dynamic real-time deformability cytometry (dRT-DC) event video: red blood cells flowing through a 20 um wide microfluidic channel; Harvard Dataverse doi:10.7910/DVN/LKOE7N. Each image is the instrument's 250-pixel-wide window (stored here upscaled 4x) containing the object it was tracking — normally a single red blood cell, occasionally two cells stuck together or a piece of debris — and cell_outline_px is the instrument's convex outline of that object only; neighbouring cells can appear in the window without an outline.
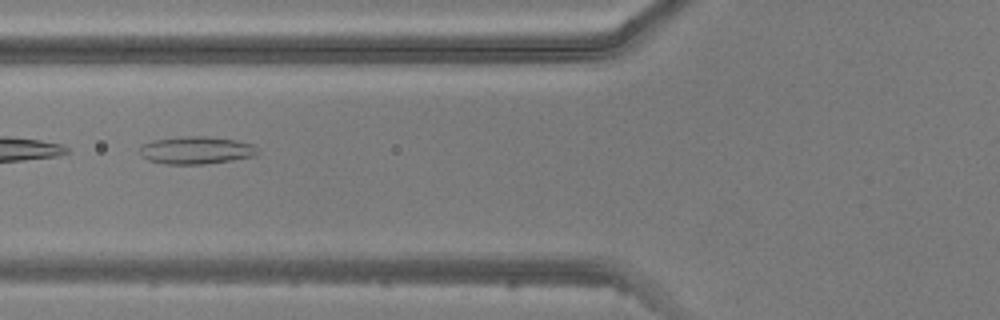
{"species": "common noctule bat (a hibernating species)", "species_latin": "Nyctalus noctula", "temperature_condition": "warm", "stored_images_in_passage": 5, "camera_frame_rate_fps": 3000, "um_per_image_px": 0.085, "animal": {"sex": "male", "body_mass_g": 20.5, "forearm_length_mm": 52.5}, "frame": {"image": 1, "passage_image": 5, "time_ms": 5.667, "image_size_px": [1000, 320], "cell_outline_px": [[260, 152], [256, 156], [232, 160], [204, 164], [164, 164], [148, 160], [140, 156], [140, 144], [156, 140], [184, 136], [204, 136], [236, 140], [252, 144]], "centroid_in_image_um": [16.67, 12.78], "position_along_channel_um": 109.1, "area_um2": 19.02}}